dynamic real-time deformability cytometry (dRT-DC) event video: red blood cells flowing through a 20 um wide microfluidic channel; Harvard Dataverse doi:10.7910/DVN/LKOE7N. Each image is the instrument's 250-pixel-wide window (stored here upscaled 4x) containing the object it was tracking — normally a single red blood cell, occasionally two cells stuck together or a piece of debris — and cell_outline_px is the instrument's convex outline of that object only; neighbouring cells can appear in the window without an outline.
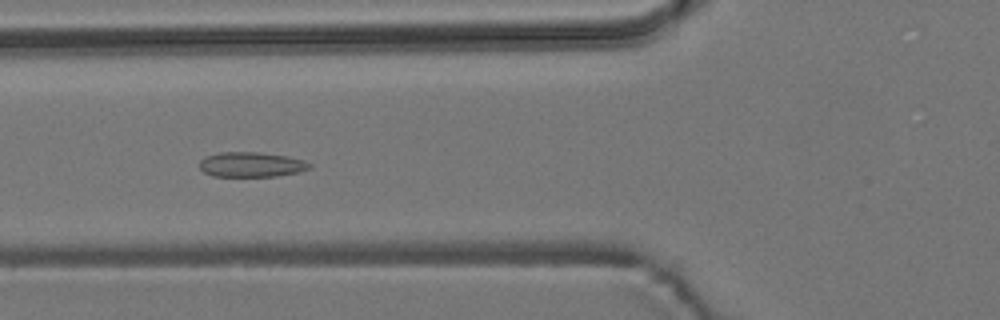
{"species": "common noctule bat (a hibernating species)", "species_latin": "Nyctalus noctula", "temperature_condition": "room temperature", "stored_images_in_passage": 37, "camera_frame_rate_fps": 3000, "um_per_image_px": 0.085, "animal": {"sex": "male", "body_mass_g": 19.2, "forearm_length_mm": 51.8}, "frame": {"image": 1, "passage_image": 3, "time_ms": 0.667, "image_size_px": [1000, 320], "cell_outline_px": [[312, 168], [296, 172], [276, 176], [212, 176], [204, 172], [200, 168], [200, 160], [204, 156], [220, 152], [256, 152], [288, 156], [304, 160], [312, 164]], "centroid_in_image_um": [21.35, 13.98], "position_along_channel_um": 104.4, "area_um2": 16.01}}
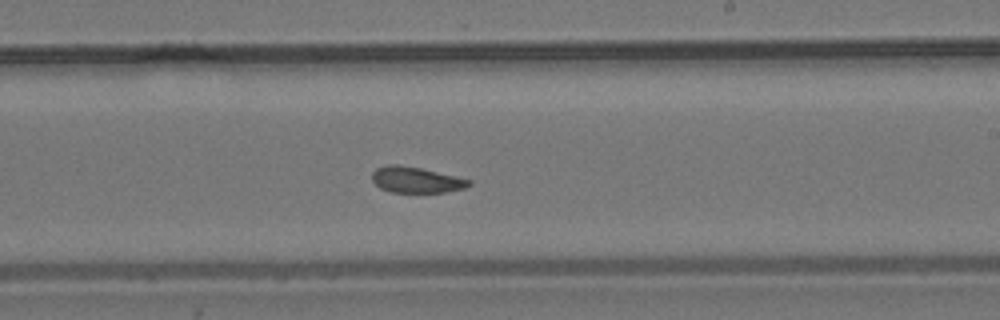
{"frame": {"image": 2, "passage_image": 15, "time_ms": 4.667, "image_size_px": [1000, 320], "cell_outline_px": [[472, 184], [464, 188], [444, 192], [392, 192], [380, 188], [372, 180], [372, 172], [376, 168], [388, 164], [396, 164], [420, 168], [472, 180]], "centroid_in_image_um": [35.35, 15.28], "position_along_channel_um": 253.6, "area_um2": 14.51}}
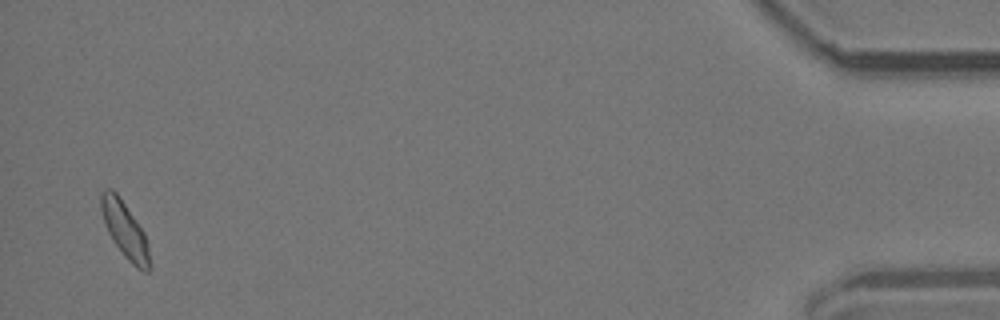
{"frame": {"image": 3, "passage_image": 36, "time_ms": 11.667, "image_size_px": [1000, 320], "cell_outline_px": [[152, 268], [148, 272], [144, 272], [136, 268], [124, 256], [108, 232], [104, 224], [100, 208], [100, 192], [104, 188], [112, 188], [120, 196], [144, 232], [148, 244], [152, 264]], "centroid_in_image_um": [10.63, 19.55], "position_along_channel_um": 424.6, "area_um2": 16.24}}